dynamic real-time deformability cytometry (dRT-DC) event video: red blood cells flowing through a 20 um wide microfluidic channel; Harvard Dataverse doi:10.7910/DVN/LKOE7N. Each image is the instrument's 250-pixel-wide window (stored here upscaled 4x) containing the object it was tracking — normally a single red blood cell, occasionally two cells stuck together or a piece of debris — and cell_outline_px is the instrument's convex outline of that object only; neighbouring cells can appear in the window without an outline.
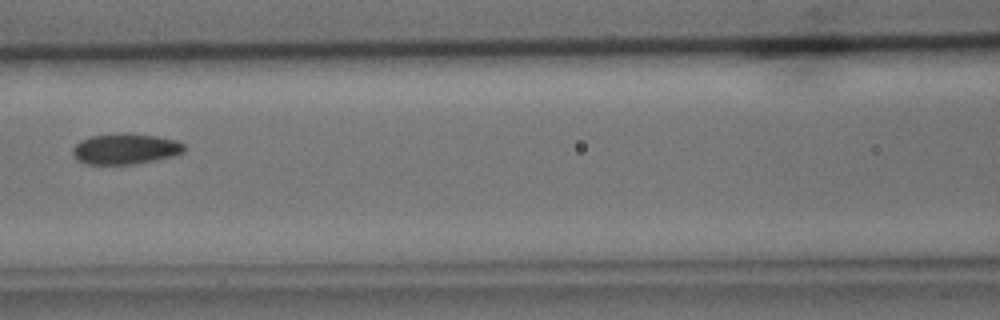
{"species": "common noctule bat (a hibernating species)", "species_latin": "Nyctalus noctula", "temperature_condition": "cold", "stored_images_in_passage": 8, "camera_frame_rate_fps": 3000, "um_per_image_px": 0.085, "animal": {"sex": "male", "body_mass_g": 15.6}, "frame": {"image": 1, "passage_image": 5, "time_ms": 4.667, "image_size_px": [1000, 320], "cell_outline_px": [[184, 152], [172, 156], [156, 160], [136, 164], [84, 164], [76, 160], [72, 152], [72, 148], [80, 140], [92, 136], [124, 132], [128, 132], [156, 136], [176, 140], [184, 144]], "centroid_in_image_um": [10.63, 12.65], "position_along_channel_um": 156.0, "area_um2": 20.17}}
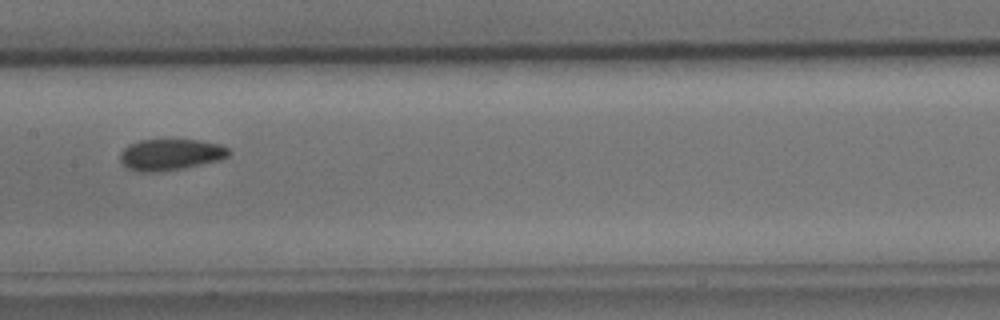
{"frame": {"image": 2, "passage_image": 6, "time_ms": 5.667, "image_size_px": [1000, 320], "cell_outline_px": [[228, 156], [220, 160], [164, 172], [140, 172], [128, 168], [120, 160], [120, 152], [128, 144], [140, 140], [196, 140], [220, 144], [228, 148]], "centroid_in_image_um": [14.46, 13.14], "position_along_channel_um": 192.9, "area_um2": 19.77}}
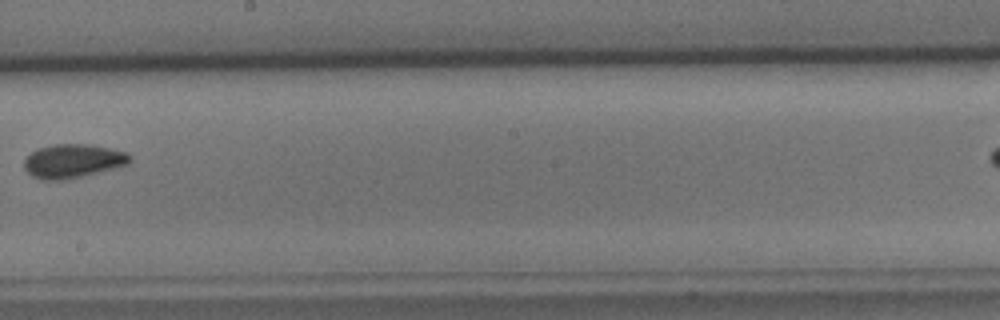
{"frame": {"image": 3, "passage_image": 7, "time_ms": 7.0, "image_size_px": [1000, 320], "cell_outline_px": [[132, 160], [128, 164], [120, 168], [84, 176], [64, 180], [40, 180], [32, 176], [24, 168], [24, 160], [36, 148], [52, 144], [92, 144], [128, 152], [132, 156]], "centroid_in_image_um": [6.25, 13.69], "position_along_channel_um": 241.9, "area_um2": 21.39}}